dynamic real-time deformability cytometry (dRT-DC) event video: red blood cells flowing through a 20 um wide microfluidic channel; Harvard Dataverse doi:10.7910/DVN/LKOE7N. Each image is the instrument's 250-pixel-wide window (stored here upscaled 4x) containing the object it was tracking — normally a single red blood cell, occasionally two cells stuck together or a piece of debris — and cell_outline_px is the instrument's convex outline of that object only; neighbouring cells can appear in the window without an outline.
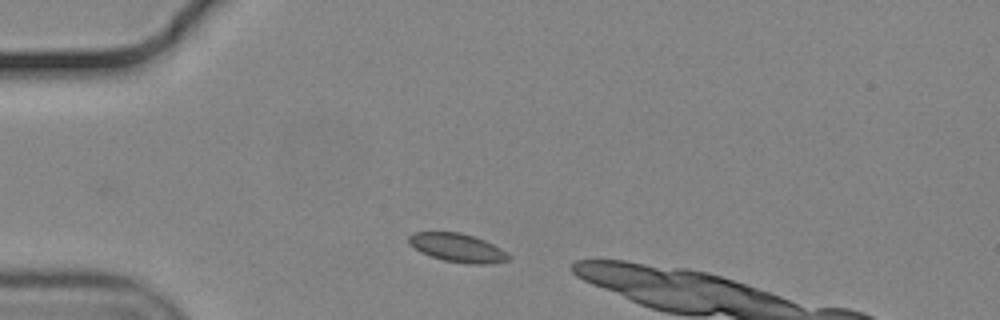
{"species": "common noctule bat (a hibernating species)", "species_latin": "Nyctalus noctula", "temperature_condition": "cold", "stored_images_in_passage": 37, "camera_frame_rate_fps": 3000, "um_per_image_px": 0.085, "animal": {"sex": "male", "body_mass_g": 19.2, "forearm_length_mm": 51.8}, "frame": {"image": 1, "passage_image": 1, "time_ms": 0.0, "image_size_px": [1000, 320], "cell_outline_px": [[512, 260], [488, 264], [468, 264], [444, 260], [420, 252], [408, 244], [408, 236], [412, 232], [460, 232], [484, 240], [508, 252], [512, 256]], "centroid_in_image_um": [38.91, 21.06], "position_along_channel_um": 46.1, "area_um2": 16.76}}
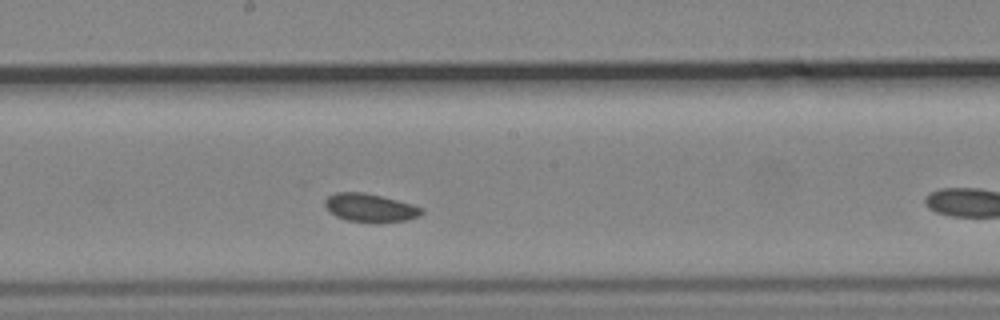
{"frame": {"image": 2, "passage_image": 17, "time_ms": 5.333, "image_size_px": [1000, 320], "cell_outline_px": [[424, 212], [420, 216], [408, 220], [348, 220], [336, 216], [328, 212], [324, 204], [324, 200], [328, 196], [336, 192], [364, 192], [412, 204], [424, 208]], "centroid_in_image_um": [31.43, 17.62], "position_along_channel_um": 216.8, "area_um2": 15.43}}
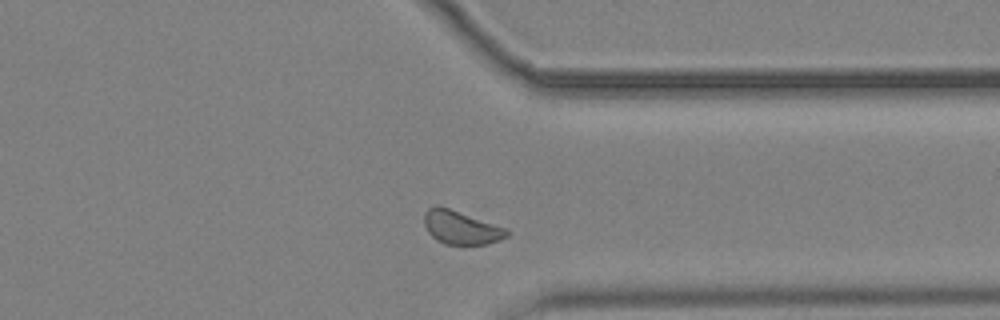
{"frame": {"image": 3, "passage_image": 30, "time_ms": 9.667, "image_size_px": [1000, 320], "cell_outline_px": [[508, 236], [500, 240], [488, 244], [444, 244], [436, 240], [428, 232], [424, 224], [424, 212], [428, 208], [436, 204], [448, 208], [504, 228], [508, 232]], "centroid_in_image_um": [39.12, 19.34], "position_along_channel_um": 372.3, "area_um2": 15.84}, "authors_computed_cell_mechanics": {"area_um2": 16.0684, "velocity_mm_per_s": 3.621, "shape_relaxation_time_tau1_ms": null, "shape_relaxation_time_tau2_ms": 3.0679, "deformation_change_tau1": null, "deformation_change_tau2": 0.0553}}